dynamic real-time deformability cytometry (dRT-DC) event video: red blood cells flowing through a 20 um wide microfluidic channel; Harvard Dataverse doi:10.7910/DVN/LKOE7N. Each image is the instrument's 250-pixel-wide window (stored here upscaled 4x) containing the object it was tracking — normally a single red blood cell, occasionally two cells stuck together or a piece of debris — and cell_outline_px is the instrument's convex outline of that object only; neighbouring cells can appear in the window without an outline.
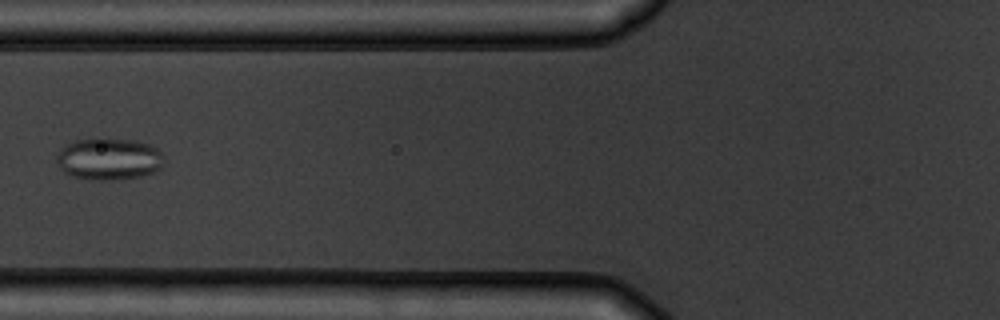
{"species": "common noctule bat (a hibernating species)", "species_latin": "Nyctalus noctula", "temperature_condition": "warm", "stored_images_in_passage": 6, "camera_frame_rate_fps": 3000, "um_per_image_px": 0.085, "animal": {"sex": "male", "body_mass_g": 19.5, "forearm_length_mm": 54.6}, "frame": {"image": 1, "passage_image": 6, "time_ms": 5.667, "image_size_px": [1000, 320], "cell_outline_px": [[160, 168], [152, 172], [140, 176], [112, 180], [92, 180], [72, 176], [64, 172], [60, 168], [56, 160], [56, 156], [68, 144], [76, 140], [96, 136], [132, 140], [148, 144], [156, 148], [160, 152]], "centroid_in_image_um": [9.19, 13.49], "position_along_channel_um": 116.6, "area_um2": 26.13}}